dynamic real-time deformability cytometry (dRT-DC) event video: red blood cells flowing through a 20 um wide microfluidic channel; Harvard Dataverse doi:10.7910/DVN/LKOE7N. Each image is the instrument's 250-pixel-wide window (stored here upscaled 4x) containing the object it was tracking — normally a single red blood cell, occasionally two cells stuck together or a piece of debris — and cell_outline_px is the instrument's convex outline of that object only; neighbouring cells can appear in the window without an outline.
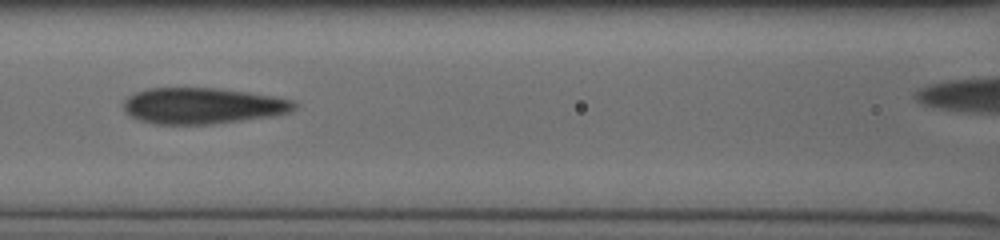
{"species": "human", "species_latin": "Homo sapiens", "temperature_condition": "cold", "stored_images_in_passage": 21, "camera_frame_rate_fps": 3000, "um_per_image_px": 0.085, "donor": {"sex": "male"}, "frame": {"image": 1, "passage_image": 5, "time_ms": 1.333, "image_size_px": [1000, 240], "cell_outline_px": [[296, 108], [288, 112], [272, 116], [212, 124], [152, 124], [128, 116], [124, 112], [124, 100], [132, 92], [148, 88], [216, 88], [248, 92], [272, 96], [292, 100], [296, 104]], "centroid_in_image_um": [17.15, 8.99], "position_along_channel_um": 149.4, "area_um2": 36.01}}
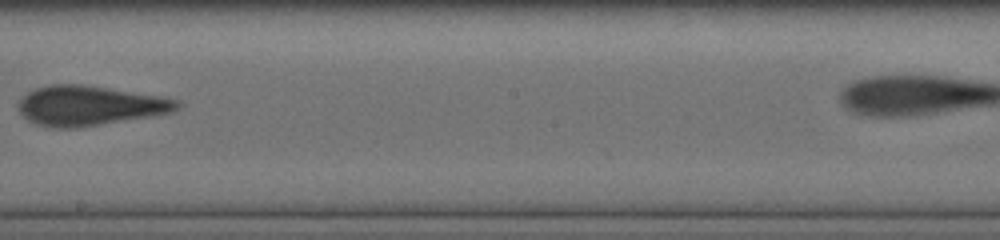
{"frame": {"image": 2, "passage_image": 9, "time_ms": 2.667, "image_size_px": [1000, 240], "cell_outline_px": [[184, 104], [172, 112], [152, 116], [76, 128], [52, 128], [28, 120], [20, 112], [16, 104], [28, 92], [36, 88], [52, 84], [80, 84], [160, 96], [180, 100]], "centroid_in_image_um": [7.63, 8.98], "position_along_channel_um": 240.6, "area_um2": 36.59}}
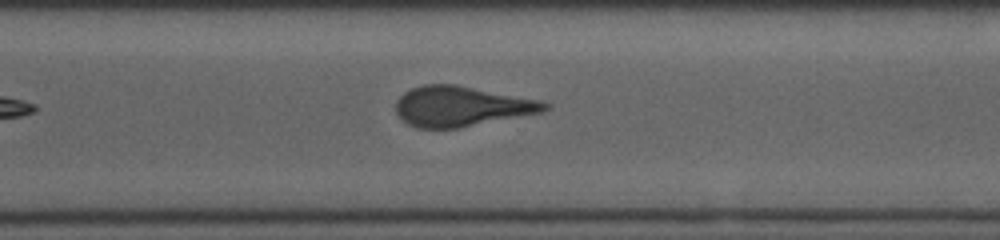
{"frame": {"image": 3, "passage_image": 14, "time_ms": 4.333, "image_size_px": [1000, 240], "cell_outline_px": [[552, 108], [544, 112], [460, 128], [416, 128], [408, 124], [396, 112], [396, 100], [404, 92], [412, 88], [424, 84], [456, 84], [540, 100], [552, 104]], "centroid_in_image_um": [39.27, 9.04], "position_along_channel_um": 331.3, "area_um2": 35.08}}